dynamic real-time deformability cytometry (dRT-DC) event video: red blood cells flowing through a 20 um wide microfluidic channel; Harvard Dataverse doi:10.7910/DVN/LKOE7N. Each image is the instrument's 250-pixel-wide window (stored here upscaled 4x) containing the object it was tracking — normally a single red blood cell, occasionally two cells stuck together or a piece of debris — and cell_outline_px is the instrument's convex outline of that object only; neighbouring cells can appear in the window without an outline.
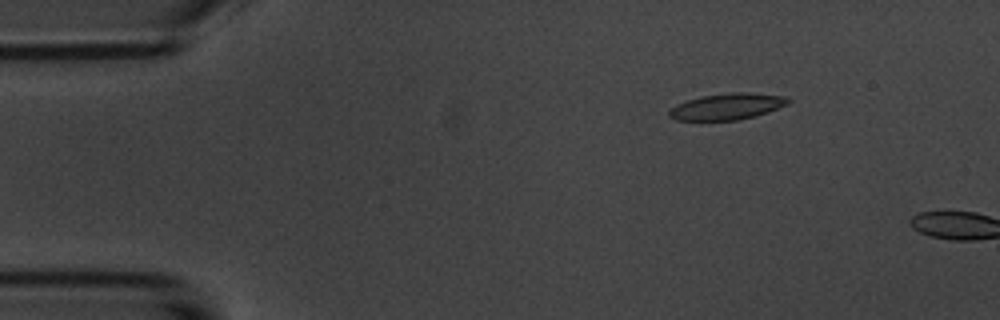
{"species": "common noctule bat (a hibernating species)", "species_latin": "Nyctalus noctula", "temperature_condition": "room temperature", "stored_images_in_passage": 2, "camera_frame_rate_fps": 3000, "um_per_image_px": 0.085, "animal": {"sex": "male", "body_mass_g": 20.1, "forearm_length_mm": 53.5}, "frame": {"image": 1, "passage_image": 1, "time_ms": 0.0, "image_size_px": [1000, 320], "cell_outline_px": [[792, 100], [788, 104], [768, 112], [756, 116], [736, 120], [676, 120], [668, 116], [668, 112], [676, 104], [700, 96], [732, 92], [748, 92], [788, 96]], "centroid_in_image_um": [61.84, 9.04], "position_along_channel_um": 23.2, "area_um2": 18.38}}